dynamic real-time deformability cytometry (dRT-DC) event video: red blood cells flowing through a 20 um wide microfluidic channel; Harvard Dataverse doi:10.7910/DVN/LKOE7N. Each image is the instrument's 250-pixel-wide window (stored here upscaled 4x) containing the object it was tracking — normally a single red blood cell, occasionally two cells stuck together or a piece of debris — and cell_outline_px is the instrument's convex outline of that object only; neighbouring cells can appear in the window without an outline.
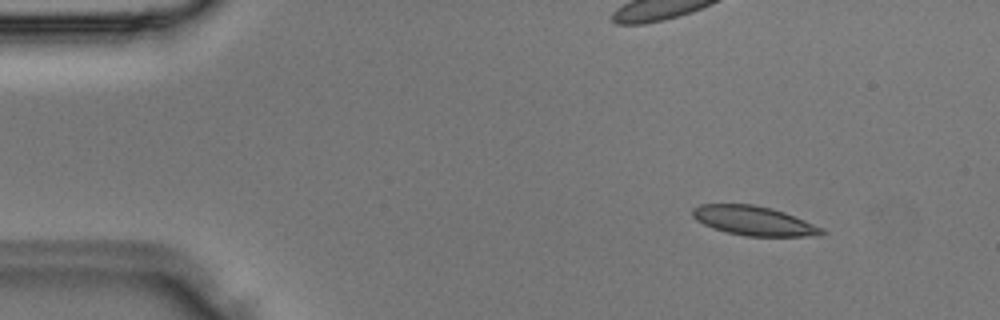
{"species": "Egyptian fruit bat (a non-hibernating species)", "species_latin": "Rousettus aegyptiacus", "temperature_condition": "room temperature", "stored_images_in_passage": 4, "camera_frame_rate_fps": 3000, "um_per_image_px": 0.085, "animal": {"sex": "male"}, "frame": {"image": 1, "passage_image": 2, "time_ms": 0.333, "image_size_px": [1000, 320], "cell_outline_px": [[824, 232], [820, 236], [744, 236], [712, 228], [696, 220], [692, 216], [692, 208], [700, 204], [752, 204], [772, 208], [784, 212], [824, 228]], "centroid_in_image_um": [64.06, 18.76], "position_along_channel_um": 20.9, "area_um2": 22.08}}
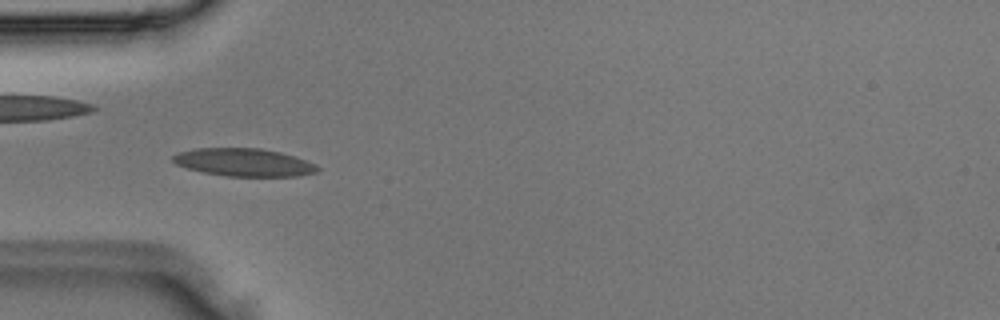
{"frame": {"image": 2, "passage_image": 4, "time_ms": 1.0, "image_size_px": [1000, 320], "cell_outline_px": [[320, 168], [316, 172], [296, 176], [228, 176], [204, 172], [188, 168], [176, 164], [172, 160], [172, 156], [176, 152], [196, 148], [260, 148], [280, 152], [296, 156], [316, 164]], "centroid_in_image_um": [20.73, 13.79], "position_along_channel_um": 64.3, "area_um2": 23.47}}